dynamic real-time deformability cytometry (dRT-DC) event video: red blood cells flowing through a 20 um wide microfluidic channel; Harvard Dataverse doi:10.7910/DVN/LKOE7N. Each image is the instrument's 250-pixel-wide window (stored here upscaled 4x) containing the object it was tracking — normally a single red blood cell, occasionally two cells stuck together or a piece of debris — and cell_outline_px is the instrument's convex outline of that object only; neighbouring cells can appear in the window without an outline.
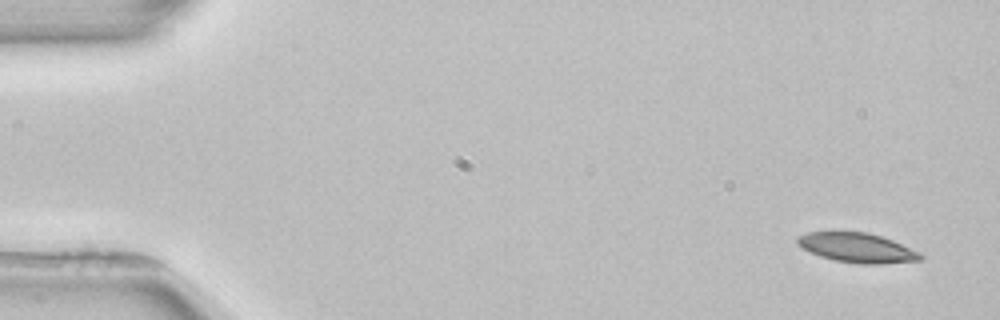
{"species": "common noctule bat (a hibernating species)", "species_latin": "Nyctalus noctula", "temperature_condition": "room temperature", "stored_images_in_passage": 3, "camera_frame_rate_fps": 3000, "um_per_image_px": 0.085, "animal": {"sex": "female", "body_mass_g": 22.7, "forearm_length_mm": 54.2}, "frame": {"image": 1, "passage_image": 1, "time_ms": 0.0, "image_size_px": [1000, 320], "cell_outline_px": [[924, 256], [920, 260], [880, 264], [860, 264], [836, 260], [820, 256], [796, 244], [796, 236], [808, 232], [868, 232], [892, 240], [920, 252]], "centroid_in_image_um": [72.85, 21.05], "position_along_channel_um": 12.1, "area_um2": 21.04}}
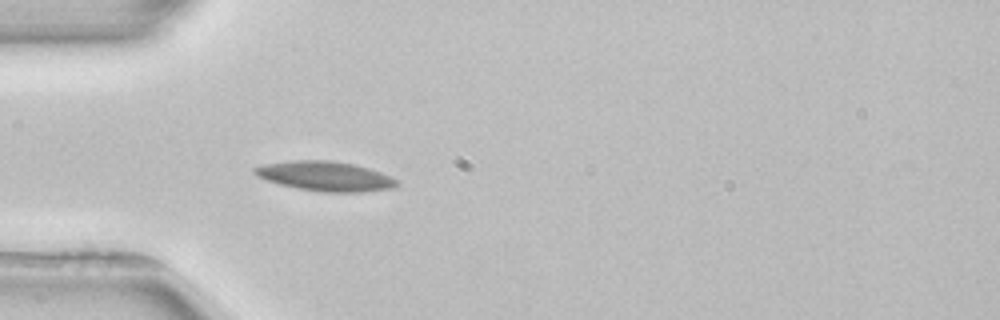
{"frame": {"image": 2, "passage_image": 3, "time_ms": 4.333, "image_size_px": [1000, 320], "cell_outline_px": [[400, 184], [392, 188], [360, 192], [320, 192], [296, 188], [264, 180], [256, 176], [252, 172], [252, 168], [264, 164], [292, 160], [332, 160], [356, 164], [392, 176], [400, 180]], "centroid_in_image_um": [27.64, 14.97], "position_along_channel_um": 57.4, "area_um2": 24.97}}